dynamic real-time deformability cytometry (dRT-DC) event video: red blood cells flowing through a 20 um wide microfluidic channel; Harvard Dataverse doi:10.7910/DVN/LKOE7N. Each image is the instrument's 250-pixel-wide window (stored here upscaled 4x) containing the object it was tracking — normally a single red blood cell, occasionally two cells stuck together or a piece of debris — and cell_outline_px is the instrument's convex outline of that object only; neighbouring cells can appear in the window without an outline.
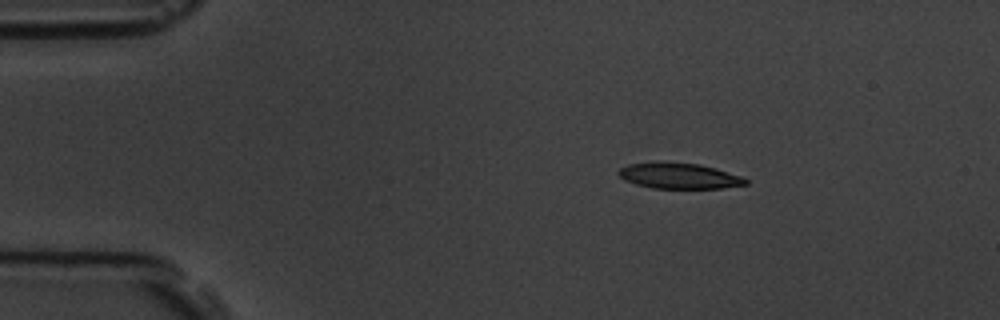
{"species": "common noctule bat (a hibernating species)", "species_latin": "Nyctalus noctula", "temperature_condition": "room temperature", "stored_images_in_passage": 4, "camera_frame_rate_fps": 3000, "um_per_image_px": 0.085, "animal": {"sex": "male", "body_mass_g": 19.5, "forearm_length_mm": 54.6}, "frame": {"image": 1, "passage_image": 2, "time_ms": 1.333, "image_size_px": [1000, 320], "cell_outline_px": [[748, 184], [720, 188], [652, 188], [636, 184], [624, 180], [616, 172], [620, 168], [628, 164], [656, 160], [700, 164], [716, 168], [740, 176], [748, 180]], "centroid_in_image_um": [57.66, 14.92], "position_along_channel_um": 27.3, "area_um2": 19.36}}
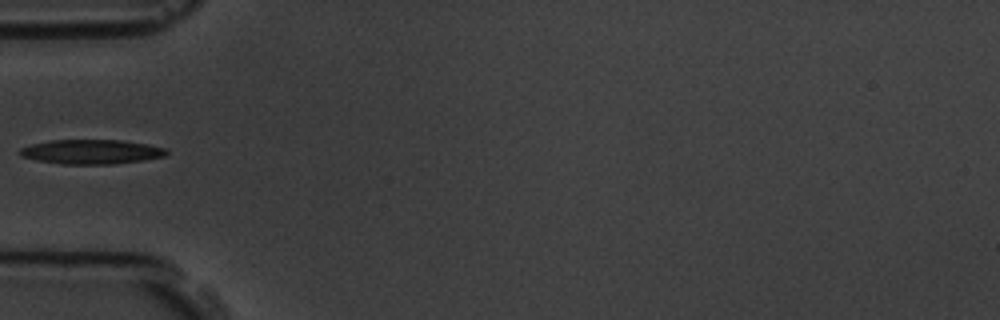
{"frame": {"image": 2, "passage_image": 4, "time_ms": 4.333, "image_size_px": [1000, 320], "cell_outline_px": [[168, 152], [164, 156], [144, 160], [112, 164], [60, 164], [36, 160], [20, 156], [16, 152], [20, 148], [32, 144], [52, 140], [120, 140], [148, 144], [164, 148]], "centroid_in_image_um": [7.71, 12.9], "position_along_channel_um": 77.3, "area_um2": 20.92}}